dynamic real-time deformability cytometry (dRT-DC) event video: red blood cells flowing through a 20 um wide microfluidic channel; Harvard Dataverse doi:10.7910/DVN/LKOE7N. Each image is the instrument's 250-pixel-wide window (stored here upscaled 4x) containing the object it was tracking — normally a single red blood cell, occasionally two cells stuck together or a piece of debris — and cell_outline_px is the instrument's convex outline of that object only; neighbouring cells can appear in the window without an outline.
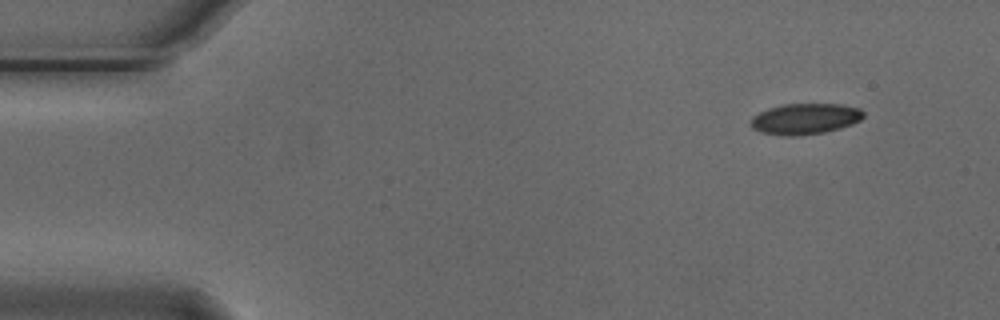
{"species": "Egyptian fruit bat (a non-hibernating species)", "species_latin": "Rousettus aegyptiacus", "temperature_condition": "cold", "stored_images_in_passage": 49, "camera_frame_rate_fps": 3000, "um_per_image_px": 0.085, "animal": {"sex": "male"}, "frame": {"image": 1, "passage_image": 1, "time_ms": 0.0, "image_size_px": [1000, 320], "cell_outline_px": [[864, 116], [860, 120], [852, 124], [840, 128], [824, 132], [792, 136], [784, 136], [760, 132], [752, 128], [752, 116], [768, 108], [784, 104], [844, 104], [860, 108], [864, 112]], "centroid_in_image_um": [68.45, 10.09], "position_along_channel_um": 16.5, "area_um2": 20.29}}
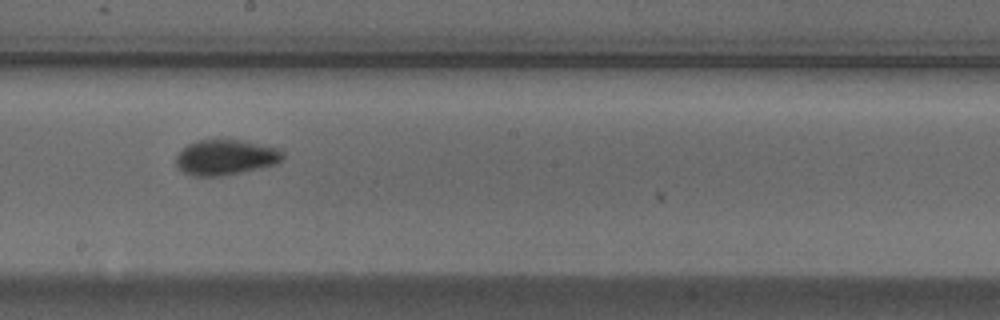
{"frame": {"image": 2, "passage_image": 26, "time_ms": 8.333, "image_size_px": [1000, 320], "cell_outline_px": [[284, 156], [276, 164], [260, 168], [220, 176], [192, 176], [176, 168], [176, 156], [188, 144], [200, 140], [240, 140], [280, 148], [284, 152]], "centroid_in_image_um": [19.18, 13.38], "position_along_channel_um": 229.0, "area_um2": 21.91}}
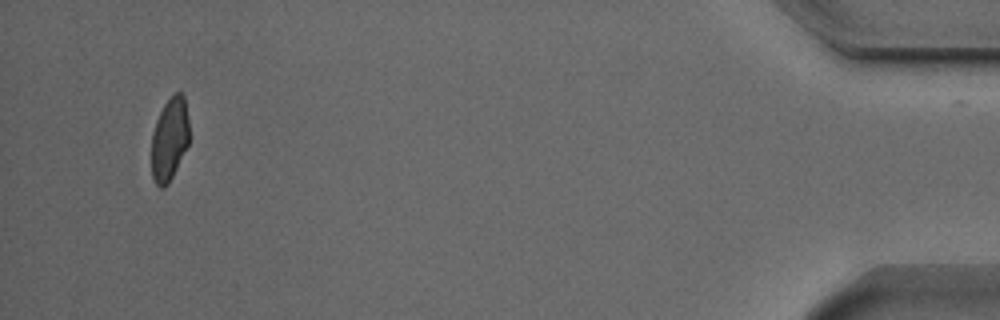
{"frame": {"image": 3, "passage_image": 48, "time_ms": 15.667, "image_size_px": [1000, 320], "cell_outline_px": [[188, 144], [168, 184], [164, 188], [160, 188], [156, 184], [152, 176], [152, 132], [156, 120], [164, 104], [176, 92], [180, 92], [184, 96], [188, 120]], "centroid_in_image_um": [14.39, 11.84], "position_along_channel_um": 420.8, "area_um2": 17.98}, "authors_computed_cell_mechanics": {"area_um2": 20.7502, "velocity_mm_per_s": 3.7413, "shape_relaxation_time_tau1_ms": 4.5953, "shape_relaxation_time_tau2_ms": 1.6059, "deformation_change_tau1": 0.1287, "deformation_change_tau2": 0.0396}}